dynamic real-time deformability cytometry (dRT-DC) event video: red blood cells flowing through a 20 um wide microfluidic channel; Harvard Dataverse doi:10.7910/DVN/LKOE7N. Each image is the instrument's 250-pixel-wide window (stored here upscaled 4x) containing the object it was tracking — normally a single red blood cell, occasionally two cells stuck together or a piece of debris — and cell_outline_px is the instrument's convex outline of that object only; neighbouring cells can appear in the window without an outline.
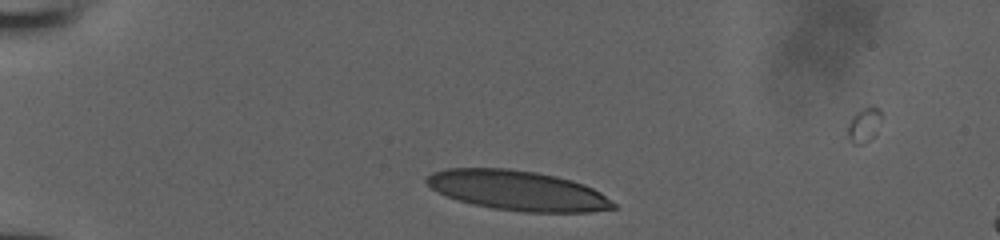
{"species": "human", "species_latin": "Homo sapiens", "temperature_condition": "room temperature", "stored_images_in_passage": 37, "camera_frame_rate_fps": 3000, "um_per_image_px": 0.085, "donor": {"sex": "male"}, "frame": {"image": 1, "passage_image": 6, "time_ms": 1.667, "image_size_px": [1000, 240], "cell_outline_px": [[620, 208], [592, 212], [524, 212], [492, 208], [472, 204], [448, 196], [432, 188], [424, 180], [432, 172], [444, 168], [508, 168], [536, 172], [556, 176], [572, 180], [584, 184], [600, 192], [616, 204]], "centroid_in_image_um": [44.04, 16.19], "position_along_channel_um": 41.0, "area_um2": 43.41}}
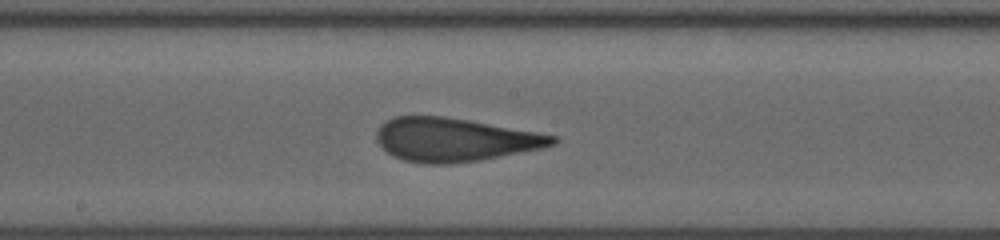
{"frame": {"image": 2, "passage_image": 22, "time_ms": 7.0, "image_size_px": [1000, 240], "cell_outline_px": [[560, 140], [556, 144], [540, 148], [476, 160], [448, 164], [424, 164], [404, 160], [392, 156], [376, 140], [376, 132], [380, 124], [396, 116], [444, 116], [468, 120], [560, 136]], "centroid_in_image_um": [38.62, 11.86], "position_along_channel_um": 209.6, "area_um2": 44.27}}
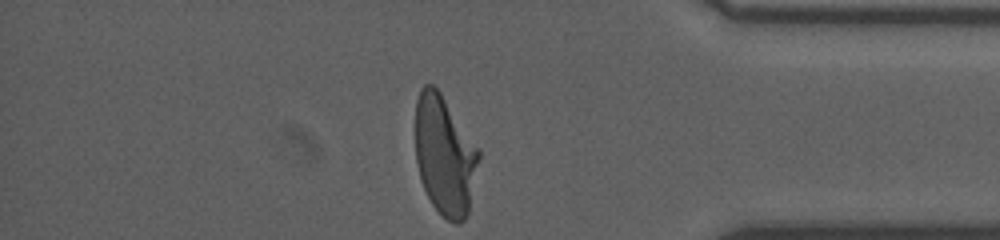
{"frame": {"image": 3, "passage_image": 37, "time_ms": 12.0, "image_size_px": [1000, 240], "cell_outline_px": [[480, 156], [468, 212], [464, 220], [460, 224], [456, 224], [448, 220], [432, 204], [420, 180], [416, 160], [416, 100], [420, 88], [424, 84], [432, 84], [440, 92], [480, 152]], "centroid_in_image_um": [37.78, 13.21], "position_along_channel_um": 397.4, "area_um2": 43.58}}